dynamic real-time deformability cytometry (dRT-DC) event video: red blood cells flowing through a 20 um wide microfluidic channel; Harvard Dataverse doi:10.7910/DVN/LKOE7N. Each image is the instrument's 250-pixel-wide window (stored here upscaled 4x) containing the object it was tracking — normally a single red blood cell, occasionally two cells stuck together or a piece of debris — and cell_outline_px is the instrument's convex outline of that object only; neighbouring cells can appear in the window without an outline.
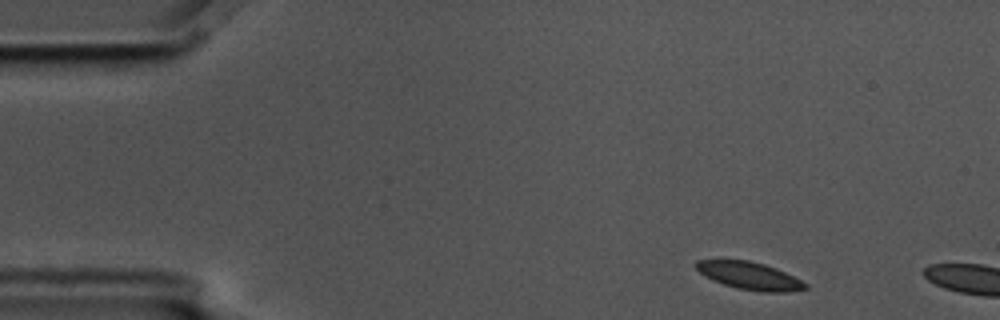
{"species": "common noctule bat (a hibernating species)", "species_latin": "Nyctalus noctula", "temperature_condition": "cold", "stored_images_in_passage": 2, "camera_frame_rate_fps": 3000, "um_per_image_px": 0.085, "animal": {"sex": "male", "body_mass_g": 17.5, "forearm_length_mm": 52.3}, "frame": {"image": 1, "passage_image": 1, "time_ms": 0.0, "image_size_px": [1000, 320], "cell_outline_px": [[808, 288], [788, 292], [760, 292], [736, 288], [712, 280], [704, 276], [692, 264], [696, 260], [748, 260], [764, 264], [776, 268], [808, 284]], "centroid_in_image_um": [63.68, 23.44], "position_along_channel_um": 21.3, "area_um2": 17.57}}